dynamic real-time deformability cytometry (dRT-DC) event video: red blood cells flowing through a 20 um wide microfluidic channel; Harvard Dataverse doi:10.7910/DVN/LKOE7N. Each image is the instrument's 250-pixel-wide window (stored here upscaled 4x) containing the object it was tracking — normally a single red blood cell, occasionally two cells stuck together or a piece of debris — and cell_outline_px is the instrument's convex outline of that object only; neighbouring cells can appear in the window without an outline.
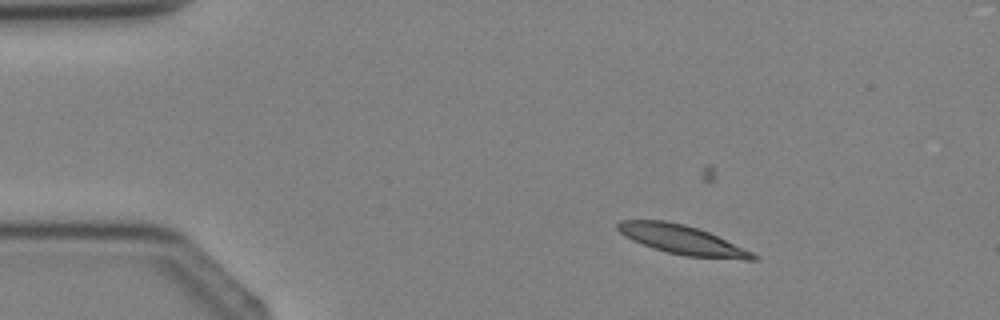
{"species": "Egyptian fruit bat (a non-hibernating species)", "species_latin": "Rousettus aegyptiacus", "temperature_condition": "cold", "stored_images_in_passage": 4, "camera_frame_rate_fps": 3000, "um_per_image_px": 0.085, "animal": {"sex": "female"}, "frame": {"image": 1, "passage_image": 3, "time_ms": 2.333, "image_size_px": [1000, 320], "cell_outline_px": [[760, 260], [744, 260], [684, 256], [652, 248], [632, 240], [624, 236], [616, 228], [616, 224], [620, 220], [664, 220], [684, 224], [708, 232], [752, 252], [760, 256]], "centroid_in_image_um": [57.98, 20.39], "position_along_channel_um": 27.0, "area_um2": 23.0}}